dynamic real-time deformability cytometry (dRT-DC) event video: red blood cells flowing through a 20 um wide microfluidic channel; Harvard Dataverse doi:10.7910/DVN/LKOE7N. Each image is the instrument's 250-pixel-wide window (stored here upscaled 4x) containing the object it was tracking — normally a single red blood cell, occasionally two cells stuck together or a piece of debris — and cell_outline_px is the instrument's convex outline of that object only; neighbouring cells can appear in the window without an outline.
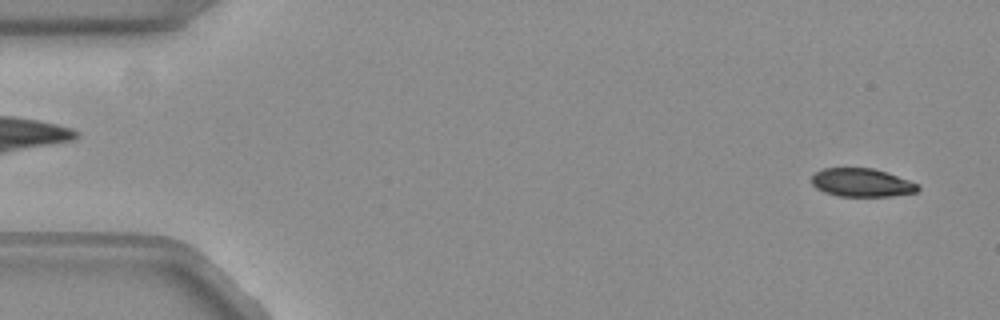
{"species": "common noctule bat (a hibernating species)", "species_latin": "Nyctalus noctula", "temperature_condition": "warm", "stored_images_in_passage": 51, "camera_frame_rate_fps": 3000, "um_per_image_px": 0.085, "animal": {"sex": "female", "body_mass_g": 19.3, "forearm_length_mm": 54.1}, "frame": {"image": 1, "passage_image": 1, "time_ms": 0.0, "image_size_px": [1000, 320], "cell_outline_px": [[920, 188], [916, 192], [888, 196], [840, 196], [824, 192], [816, 188], [812, 184], [812, 176], [816, 172], [824, 168], [872, 168], [920, 184]], "centroid_in_image_um": [73.23, 15.52], "position_along_channel_um": 11.8, "area_um2": 17.34}}
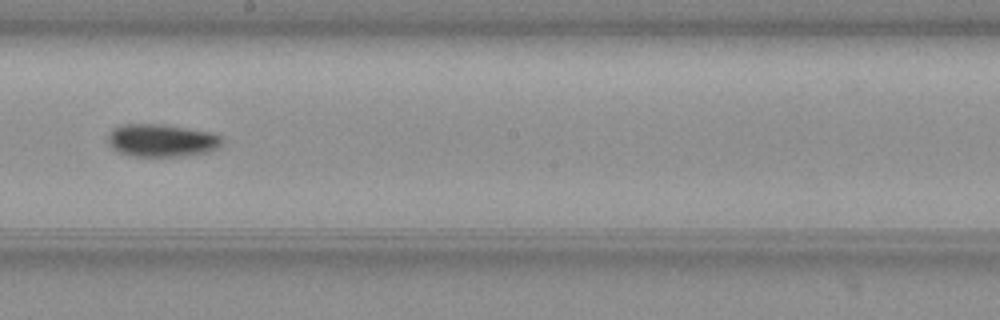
{"frame": {"image": 2, "passage_image": 28, "time_ms": 9.0, "image_size_px": [1000, 320], "cell_outline_px": [[220, 144], [216, 148], [208, 152], [188, 156], [132, 156], [120, 152], [112, 148], [108, 144], [108, 132], [112, 128], [120, 124], [164, 124], [208, 132], [220, 136]], "centroid_in_image_um": [13.67, 11.93], "position_along_channel_um": 234.5, "area_um2": 21.73}}
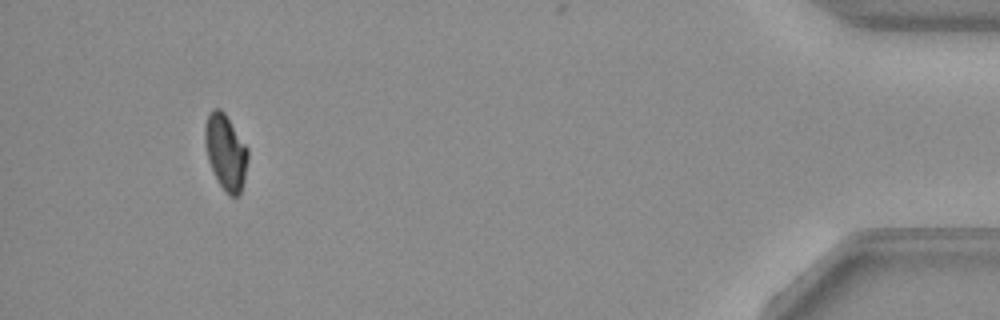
{"frame": {"image": 3, "passage_image": 48, "time_ms": 15.667, "image_size_px": [1000, 320], "cell_outline_px": [[248, 160], [244, 180], [240, 196], [232, 196], [220, 184], [208, 160], [204, 144], [204, 124], [208, 112], [212, 108], [220, 108], [224, 112], [248, 148]], "centroid_in_image_um": [19.17, 12.87], "position_along_channel_um": 416.0, "area_um2": 18.9}, "authors_computed_cell_mechanics": {"area_um2": 20.4034, "velocity_mm_per_s": 3.8397, "shape_relaxation_time_tau1_ms": 10.6394, "shape_relaxation_time_tau2_ms": null, "deformation_change_tau1": 0.2141, "deformation_change_tau2": null}}